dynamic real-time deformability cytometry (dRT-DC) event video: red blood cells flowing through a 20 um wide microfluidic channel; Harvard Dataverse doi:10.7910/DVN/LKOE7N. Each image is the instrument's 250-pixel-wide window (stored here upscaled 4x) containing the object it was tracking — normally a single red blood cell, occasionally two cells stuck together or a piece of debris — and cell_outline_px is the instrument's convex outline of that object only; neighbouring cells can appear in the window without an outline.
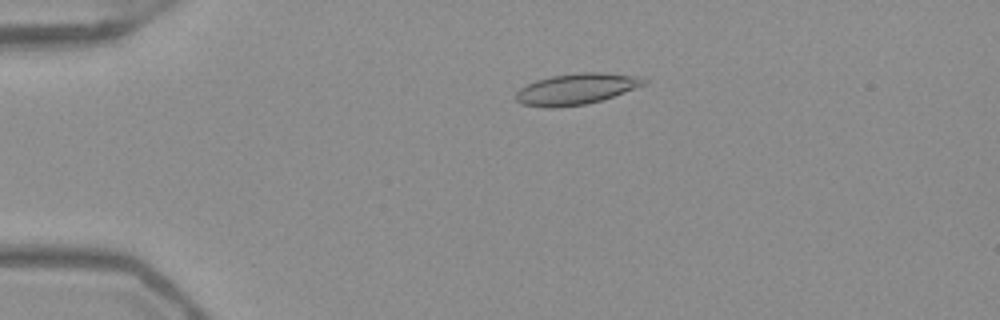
{"species": "Egyptian fruit bat (a non-hibernating species)", "species_latin": "Rousettus aegyptiacus", "temperature_condition": "warm", "stored_images_in_passage": 52, "camera_frame_rate_fps": 3000, "um_per_image_px": 0.085, "frame": {"image": 1, "passage_image": 12, "time_ms": 3.667, "image_size_px": [1000, 320], "cell_outline_px": [[648, 84], [600, 100], [584, 104], [552, 108], [548, 108], [520, 104], [516, 100], [516, 92], [520, 88], [536, 80], [552, 76], [580, 72], [604, 72], [632, 76], [648, 80]], "centroid_in_image_um": [48.96, 7.56], "position_along_channel_um": 36.0, "area_um2": 22.95}}
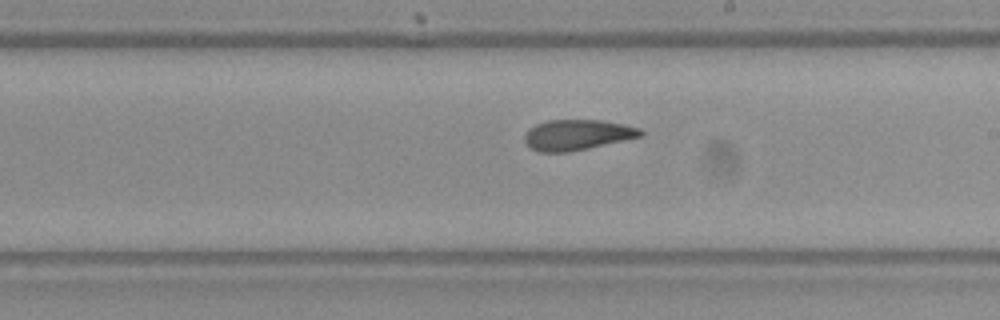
{"frame": {"image": 2, "passage_image": 31, "time_ms": 10.0, "image_size_px": [1000, 320], "cell_outline_px": [[644, 136], [588, 148], [568, 152], [536, 152], [524, 140], [524, 136], [536, 124], [548, 120], [600, 120], [624, 124], [640, 128], [644, 132]], "centroid_in_image_um": [49.11, 11.46], "position_along_channel_um": 239.9, "area_um2": 20.52}}
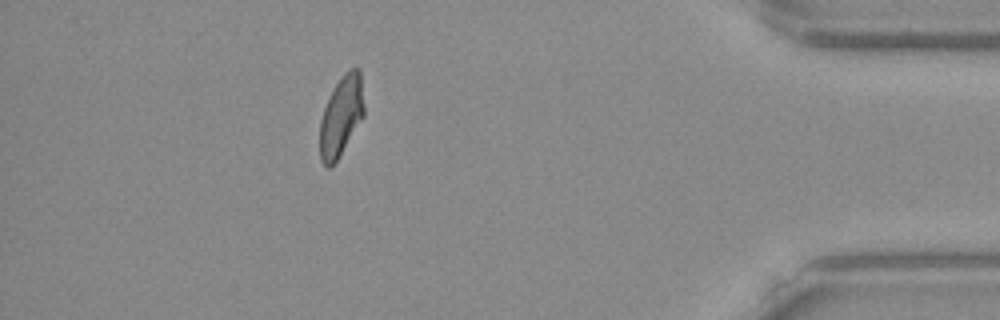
{"frame": {"image": 3, "passage_image": 47, "time_ms": 15.333, "image_size_px": [1000, 320], "cell_outline_px": [[364, 116], [336, 160], [328, 168], [320, 160], [320, 120], [324, 108], [336, 84], [344, 72], [348, 68], [360, 68], [364, 104]], "centroid_in_image_um": [29.01, 9.83], "position_along_channel_um": 406.2, "area_um2": 20.35}, "authors_computed_cell_mechanics": {"area_um2": 21.386, "velocity_mm_per_s": 3.9476, "shape_relaxation_time_tau1_ms": null, "shape_relaxation_time_tau2_ms": 1.8678, "deformation_change_tau1": null, "deformation_change_tau2": 0.0799}}